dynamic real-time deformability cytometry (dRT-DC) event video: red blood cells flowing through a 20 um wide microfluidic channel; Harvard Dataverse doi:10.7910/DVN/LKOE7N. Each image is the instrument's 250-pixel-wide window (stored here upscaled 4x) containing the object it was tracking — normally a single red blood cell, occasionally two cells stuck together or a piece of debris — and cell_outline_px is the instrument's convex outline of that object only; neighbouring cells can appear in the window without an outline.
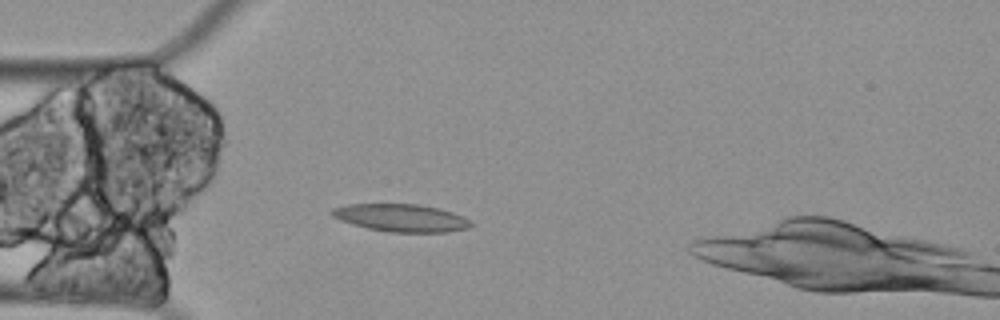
{"species": "Egyptian fruit bat (a non-hibernating species)", "species_latin": "Rousettus aegyptiacus", "temperature_condition": "cold", "stored_images_in_passage": 15, "camera_frame_rate_fps": 3000, "um_per_image_px": 0.085, "animal": {"sex": "female"}, "frame": {"image": 1, "passage_image": 12, "time_ms": 3.667, "image_size_px": [1000, 320], "cell_outline_px": [[472, 224], [468, 228], [448, 232], [388, 232], [368, 228], [352, 224], [340, 220], [332, 216], [328, 212], [332, 208], [348, 204], [416, 204], [436, 208], [452, 212], [468, 220]], "centroid_in_image_um": [34.03, 18.52], "position_along_channel_um": 51.0, "area_um2": 22.2}}